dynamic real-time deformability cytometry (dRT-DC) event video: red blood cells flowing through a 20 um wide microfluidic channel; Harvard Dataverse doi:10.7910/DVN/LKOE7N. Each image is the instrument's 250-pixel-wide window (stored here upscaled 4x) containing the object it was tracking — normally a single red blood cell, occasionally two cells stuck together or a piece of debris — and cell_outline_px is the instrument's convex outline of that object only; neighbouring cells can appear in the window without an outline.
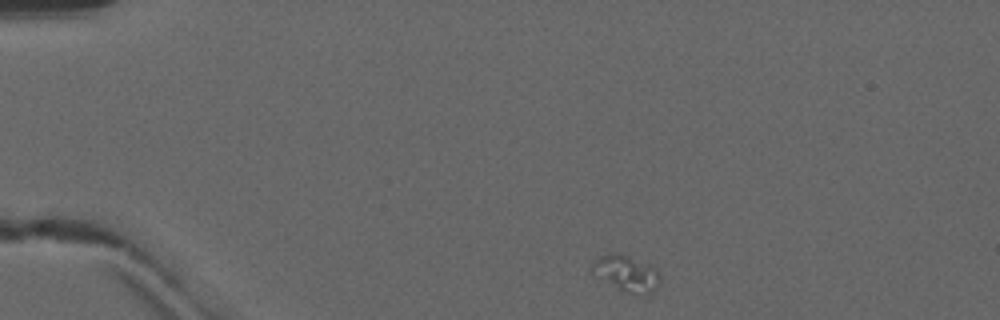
{"species": "common noctule bat (a hibernating species)", "species_latin": "Nyctalus noctula", "temperature_condition": "warm", "stored_images_in_passage": 12, "camera_frame_rate_fps": 3000, "um_per_image_px": 0.085, "animal": {"sex": "male", "forearm_length_mm": 52.5}, "frame": {"image": 1, "passage_image": 1, "time_ms": 0.0, "image_size_px": [1000, 320], "cell_outline_px": [[660, 284], [652, 292], [628, 292], [588, 272], [592, 260], [600, 256], [628, 256], [656, 268], [660, 276]], "centroid_in_image_um": [53.21, 23.23], "position_along_channel_um": 31.8, "area_um2": 13.53}}